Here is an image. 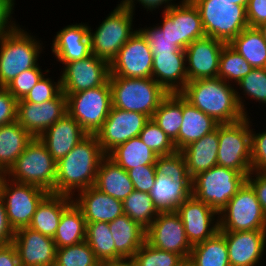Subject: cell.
<instances>
[{
	"label": "cell",
	"instance_id": "cell-50",
	"mask_svg": "<svg viewBox=\"0 0 266 266\" xmlns=\"http://www.w3.org/2000/svg\"><path fill=\"white\" fill-rule=\"evenodd\" d=\"M252 121L253 119L251 118V167H252V171L266 174V131L263 129L262 130L260 129L259 131L254 129L255 125H253L254 123H252Z\"/></svg>",
	"mask_w": 266,
	"mask_h": 266
},
{
	"label": "cell",
	"instance_id": "cell-33",
	"mask_svg": "<svg viewBox=\"0 0 266 266\" xmlns=\"http://www.w3.org/2000/svg\"><path fill=\"white\" fill-rule=\"evenodd\" d=\"M149 195L159 212L176 211L179 205L192 196V182H174L171 178L156 174Z\"/></svg>",
	"mask_w": 266,
	"mask_h": 266
},
{
	"label": "cell",
	"instance_id": "cell-46",
	"mask_svg": "<svg viewBox=\"0 0 266 266\" xmlns=\"http://www.w3.org/2000/svg\"><path fill=\"white\" fill-rule=\"evenodd\" d=\"M137 266H175L182 257L151 246L147 241L132 257Z\"/></svg>",
	"mask_w": 266,
	"mask_h": 266
},
{
	"label": "cell",
	"instance_id": "cell-55",
	"mask_svg": "<svg viewBox=\"0 0 266 266\" xmlns=\"http://www.w3.org/2000/svg\"><path fill=\"white\" fill-rule=\"evenodd\" d=\"M246 14L250 27L266 23V0H248Z\"/></svg>",
	"mask_w": 266,
	"mask_h": 266
},
{
	"label": "cell",
	"instance_id": "cell-23",
	"mask_svg": "<svg viewBox=\"0 0 266 266\" xmlns=\"http://www.w3.org/2000/svg\"><path fill=\"white\" fill-rule=\"evenodd\" d=\"M51 52L62 66L65 63L87 58L92 54L89 23H71L62 27L52 39Z\"/></svg>",
	"mask_w": 266,
	"mask_h": 266
},
{
	"label": "cell",
	"instance_id": "cell-36",
	"mask_svg": "<svg viewBox=\"0 0 266 266\" xmlns=\"http://www.w3.org/2000/svg\"><path fill=\"white\" fill-rule=\"evenodd\" d=\"M229 45L253 68H266V40L257 27H246Z\"/></svg>",
	"mask_w": 266,
	"mask_h": 266
},
{
	"label": "cell",
	"instance_id": "cell-6",
	"mask_svg": "<svg viewBox=\"0 0 266 266\" xmlns=\"http://www.w3.org/2000/svg\"><path fill=\"white\" fill-rule=\"evenodd\" d=\"M135 15L130 9L118 3L114 10L102 19L98 27L96 25L93 30L92 26H89L92 54L111 63L118 51L137 31L135 23L133 24Z\"/></svg>",
	"mask_w": 266,
	"mask_h": 266
},
{
	"label": "cell",
	"instance_id": "cell-2",
	"mask_svg": "<svg viewBox=\"0 0 266 266\" xmlns=\"http://www.w3.org/2000/svg\"><path fill=\"white\" fill-rule=\"evenodd\" d=\"M180 94L219 124L234 123L245 117L236 98L235 85L219 77L187 82Z\"/></svg>",
	"mask_w": 266,
	"mask_h": 266
},
{
	"label": "cell",
	"instance_id": "cell-22",
	"mask_svg": "<svg viewBox=\"0 0 266 266\" xmlns=\"http://www.w3.org/2000/svg\"><path fill=\"white\" fill-rule=\"evenodd\" d=\"M226 43L210 36L193 41L185 50L188 82L218 77L219 57Z\"/></svg>",
	"mask_w": 266,
	"mask_h": 266
},
{
	"label": "cell",
	"instance_id": "cell-19",
	"mask_svg": "<svg viewBox=\"0 0 266 266\" xmlns=\"http://www.w3.org/2000/svg\"><path fill=\"white\" fill-rule=\"evenodd\" d=\"M176 213L183 222L187 239L192 246L204 242L219 231L218 213L194 196L179 205Z\"/></svg>",
	"mask_w": 266,
	"mask_h": 266
},
{
	"label": "cell",
	"instance_id": "cell-15",
	"mask_svg": "<svg viewBox=\"0 0 266 266\" xmlns=\"http://www.w3.org/2000/svg\"><path fill=\"white\" fill-rule=\"evenodd\" d=\"M153 54L137 30L110 63V77L152 78Z\"/></svg>",
	"mask_w": 266,
	"mask_h": 266
},
{
	"label": "cell",
	"instance_id": "cell-25",
	"mask_svg": "<svg viewBox=\"0 0 266 266\" xmlns=\"http://www.w3.org/2000/svg\"><path fill=\"white\" fill-rule=\"evenodd\" d=\"M74 204L82 211L86 222H107L124 214L123 201L99 191L94 186L78 192Z\"/></svg>",
	"mask_w": 266,
	"mask_h": 266
},
{
	"label": "cell",
	"instance_id": "cell-38",
	"mask_svg": "<svg viewBox=\"0 0 266 266\" xmlns=\"http://www.w3.org/2000/svg\"><path fill=\"white\" fill-rule=\"evenodd\" d=\"M235 91L239 107L245 117L251 115L247 110L246 100L258 102V105H262V109L264 105L266 107V68H253L235 85Z\"/></svg>",
	"mask_w": 266,
	"mask_h": 266
},
{
	"label": "cell",
	"instance_id": "cell-43",
	"mask_svg": "<svg viewBox=\"0 0 266 266\" xmlns=\"http://www.w3.org/2000/svg\"><path fill=\"white\" fill-rule=\"evenodd\" d=\"M54 266H101L95 253L86 241L57 248Z\"/></svg>",
	"mask_w": 266,
	"mask_h": 266
},
{
	"label": "cell",
	"instance_id": "cell-4",
	"mask_svg": "<svg viewBox=\"0 0 266 266\" xmlns=\"http://www.w3.org/2000/svg\"><path fill=\"white\" fill-rule=\"evenodd\" d=\"M112 107L139 112L152 118L169 94L152 78L109 77Z\"/></svg>",
	"mask_w": 266,
	"mask_h": 266
},
{
	"label": "cell",
	"instance_id": "cell-35",
	"mask_svg": "<svg viewBox=\"0 0 266 266\" xmlns=\"http://www.w3.org/2000/svg\"><path fill=\"white\" fill-rule=\"evenodd\" d=\"M107 156L126 171L142 165H154L157 158L139 136L118 145Z\"/></svg>",
	"mask_w": 266,
	"mask_h": 266
},
{
	"label": "cell",
	"instance_id": "cell-28",
	"mask_svg": "<svg viewBox=\"0 0 266 266\" xmlns=\"http://www.w3.org/2000/svg\"><path fill=\"white\" fill-rule=\"evenodd\" d=\"M218 147L219 136L217 126L214 131L204 135L180 151L184 156L187 172L191 178L217 166Z\"/></svg>",
	"mask_w": 266,
	"mask_h": 266
},
{
	"label": "cell",
	"instance_id": "cell-5",
	"mask_svg": "<svg viewBox=\"0 0 266 266\" xmlns=\"http://www.w3.org/2000/svg\"><path fill=\"white\" fill-rule=\"evenodd\" d=\"M57 162L39 138H33L5 174L11 181L38 186L55 193Z\"/></svg>",
	"mask_w": 266,
	"mask_h": 266
},
{
	"label": "cell",
	"instance_id": "cell-8",
	"mask_svg": "<svg viewBox=\"0 0 266 266\" xmlns=\"http://www.w3.org/2000/svg\"><path fill=\"white\" fill-rule=\"evenodd\" d=\"M246 181L245 174L217 165L192 178V196L219 214Z\"/></svg>",
	"mask_w": 266,
	"mask_h": 266
},
{
	"label": "cell",
	"instance_id": "cell-9",
	"mask_svg": "<svg viewBox=\"0 0 266 266\" xmlns=\"http://www.w3.org/2000/svg\"><path fill=\"white\" fill-rule=\"evenodd\" d=\"M219 147L217 165L248 176L251 167V116L218 125Z\"/></svg>",
	"mask_w": 266,
	"mask_h": 266
},
{
	"label": "cell",
	"instance_id": "cell-3",
	"mask_svg": "<svg viewBox=\"0 0 266 266\" xmlns=\"http://www.w3.org/2000/svg\"><path fill=\"white\" fill-rule=\"evenodd\" d=\"M32 34L19 25L0 37V87H6L20 73L39 64L46 45Z\"/></svg>",
	"mask_w": 266,
	"mask_h": 266
},
{
	"label": "cell",
	"instance_id": "cell-45",
	"mask_svg": "<svg viewBox=\"0 0 266 266\" xmlns=\"http://www.w3.org/2000/svg\"><path fill=\"white\" fill-rule=\"evenodd\" d=\"M139 137L157 156L170 155L177 151L174 143L152 118L145 124Z\"/></svg>",
	"mask_w": 266,
	"mask_h": 266
},
{
	"label": "cell",
	"instance_id": "cell-21",
	"mask_svg": "<svg viewBox=\"0 0 266 266\" xmlns=\"http://www.w3.org/2000/svg\"><path fill=\"white\" fill-rule=\"evenodd\" d=\"M227 243L230 266H259L266 255V230L220 231Z\"/></svg>",
	"mask_w": 266,
	"mask_h": 266
},
{
	"label": "cell",
	"instance_id": "cell-26",
	"mask_svg": "<svg viewBox=\"0 0 266 266\" xmlns=\"http://www.w3.org/2000/svg\"><path fill=\"white\" fill-rule=\"evenodd\" d=\"M152 79L168 93H180L188 82L185 50L153 55Z\"/></svg>",
	"mask_w": 266,
	"mask_h": 266
},
{
	"label": "cell",
	"instance_id": "cell-18",
	"mask_svg": "<svg viewBox=\"0 0 266 266\" xmlns=\"http://www.w3.org/2000/svg\"><path fill=\"white\" fill-rule=\"evenodd\" d=\"M67 111V96L61 92L55 99L36 104L17 100V121L33 137L39 136Z\"/></svg>",
	"mask_w": 266,
	"mask_h": 266
},
{
	"label": "cell",
	"instance_id": "cell-48",
	"mask_svg": "<svg viewBox=\"0 0 266 266\" xmlns=\"http://www.w3.org/2000/svg\"><path fill=\"white\" fill-rule=\"evenodd\" d=\"M50 72L51 70L47 71L42 76L37 84L23 98L24 101L40 104L55 99L62 92L60 76L55 81L50 75H48Z\"/></svg>",
	"mask_w": 266,
	"mask_h": 266
},
{
	"label": "cell",
	"instance_id": "cell-20",
	"mask_svg": "<svg viewBox=\"0 0 266 266\" xmlns=\"http://www.w3.org/2000/svg\"><path fill=\"white\" fill-rule=\"evenodd\" d=\"M15 246L20 266H54L57 247L52 237L29 227L15 231Z\"/></svg>",
	"mask_w": 266,
	"mask_h": 266
},
{
	"label": "cell",
	"instance_id": "cell-62",
	"mask_svg": "<svg viewBox=\"0 0 266 266\" xmlns=\"http://www.w3.org/2000/svg\"><path fill=\"white\" fill-rule=\"evenodd\" d=\"M257 28L260 30L263 35V38L266 40V23L261 24Z\"/></svg>",
	"mask_w": 266,
	"mask_h": 266
},
{
	"label": "cell",
	"instance_id": "cell-51",
	"mask_svg": "<svg viewBox=\"0 0 266 266\" xmlns=\"http://www.w3.org/2000/svg\"><path fill=\"white\" fill-rule=\"evenodd\" d=\"M134 190L149 193L155 184V165H142L127 171Z\"/></svg>",
	"mask_w": 266,
	"mask_h": 266
},
{
	"label": "cell",
	"instance_id": "cell-17",
	"mask_svg": "<svg viewBox=\"0 0 266 266\" xmlns=\"http://www.w3.org/2000/svg\"><path fill=\"white\" fill-rule=\"evenodd\" d=\"M146 241L153 247L176 253L182 258L189 257L193 247L176 211L159 212L146 229Z\"/></svg>",
	"mask_w": 266,
	"mask_h": 266
},
{
	"label": "cell",
	"instance_id": "cell-41",
	"mask_svg": "<svg viewBox=\"0 0 266 266\" xmlns=\"http://www.w3.org/2000/svg\"><path fill=\"white\" fill-rule=\"evenodd\" d=\"M123 212L145 229L159 214V210L154 205L149 193L137 190H134L123 201Z\"/></svg>",
	"mask_w": 266,
	"mask_h": 266
},
{
	"label": "cell",
	"instance_id": "cell-11",
	"mask_svg": "<svg viewBox=\"0 0 266 266\" xmlns=\"http://www.w3.org/2000/svg\"><path fill=\"white\" fill-rule=\"evenodd\" d=\"M112 107L109 81L96 88L67 95V111L87 134H96Z\"/></svg>",
	"mask_w": 266,
	"mask_h": 266
},
{
	"label": "cell",
	"instance_id": "cell-27",
	"mask_svg": "<svg viewBox=\"0 0 266 266\" xmlns=\"http://www.w3.org/2000/svg\"><path fill=\"white\" fill-rule=\"evenodd\" d=\"M182 116L178 138L173 142L177 151L214 131L219 125L212 117L205 114L182 96Z\"/></svg>",
	"mask_w": 266,
	"mask_h": 266
},
{
	"label": "cell",
	"instance_id": "cell-59",
	"mask_svg": "<svg viewBox=\"0 0 266 266\" xmlns=\"http://www.w3.org/2000/svg\"><path fill=\"white\" fill-rule=\"evenodd\" d=\"M101 266H137L133 258H123L119 260L107 261L101 263Z\"/></svg>",
	"mask_w": 266,
	"mask_h": 266
},
{
	"label": "cell",
	"instance_id": "cell-1",
	"mask_svg": "<svg viewBox=\"0 0 266 266\" xmlns=\"http://www.w3.org/2000/svg\"><path fill=\"white\" fill-rule=\"evenodd\" d=\"M105 156L95 134H87L57 162L55 194L74 197L94 186L100 161Z\"/></svg>",
	"mask_w": 266,
	"mask_h": 266
},
{
	"label": "cell",
	"instance_id": "cell-32",
	"mask_svg": "<svg viewBox=\"0 0 266 266\" xmlns=\"http://www.w3.org/2000/svg\"><path fill=\"white\" fill-rule=\"evenodd\" d=\"M34 137L18 121L0 126V174L5 175Z\"/></svg>",
	"mask_w": 266,
	"mask_h": 266
},
{
	"label": "cell",
	"instance_id": "cell-37",
	"mask_svg": "<svg viewBox=\"0 0 266 266\" xmlns=\"http://www.w3.org/2000/svg\"><path fill=\"white\" fill-rule=\"evenodd\" d=\"M189 258L193 266H230L224 235L217 231L204 242L193 245Z\"/></svg>",
	"mask_w": 266,
	"mask_h": 266
},
{
	"label": "cell",
	"instance_id": "cell-29",
	"mask_svg": "<svg viewBox=\"0 0 266 266\" xmlns=\"http://www.w3.org/2000/svg\"><path fill=\"white\" fill-rule=\"evenodd\" d=\"M109 229L114 239L116 260L132 258L146 242V229L128 215L110 221Z\"/></svg>",
	"mask_w": 266,
	"mask_h": 266
},
{
	"label": "cell",
	"instance_id": "cell-40",
	"mask_svg": "<svg viewBox=\"0 0 266 266\" xmlns=\"http://www.w3.org/2000/svg\"><path fill=\"white\" fill-rule=\"evenodd\" d=\"M85 241L101 262L116 260V248L107 222H86Z\"/></svg>",
	"mask_w": 266,
	"mask_h": 266
},
{
	"label": "cell",
	"instance_id": "cell-42",
	"mask_svg": "<svg viewBox=\"0 0 266 266\" xmlns=\"http://www.w3.org/2000/svg\"><path fill=\"white\" fill-rule=\"evenodd\" d=\"M252 69L253 67L236 50L229 44L224 45L219 57V78L236 85Z\"/></svg>",
	"mask_w": 266,
	"mask_h": 266
},
{
	"label": "cell",
	"instance_id": "cell-14",
	"mask_svg": "<svg viewBox=\"0 0 266 266\" xmlns=\"http://www.w3.org/2000/svg\"><path fill=\"white\" fill-rule=\"evenodd\" d=\"M62 92L67 96L96 88L109 81L110 63L93 54L59 68Z\"/></svg>",
	"mask_w": 266,
	"mask_h": 266
},
{
	"label": "cell",
	"instance_id": "cell-31",
	"mask_svg": "<svg viewBox=\"0 0 266 266\" xmlns=\"http://www.w3.org/2000/svg\"><path fill=\"white\" fill-rule=\"evenodd\" d=\"M72 203V197L48 193L37 206L31 224L28 227L53 238L62 213Z\"/></svg>",
	"mask_w": 266,
	"mask_h": 266
},
{
	"label": "cell",
	"instance_id": "cell-16",
	"mask_svg": "<svg viewBox=\"0 0 266 266\" xmlns=\"http://www.w3.org/2000/svg\"><path fill=\"white\" fill-rule=\"evenodd\" d=\"M149 119V116L139 112L111 107L107 119L95 134L102 152L107 155L118 145L139 136Z\"/></svg>",
	"mask_w": 266,
	"mask_h": 266
},
{
	"label": "cell",
	"instance_id": "cell-54",
	"mask_svg": "<svg viewBox=\"0 0 266 266\" xmlns=\"http://www.w3.org/2000/svg\"><path fill=\"white\" fill-rule=\"evenodd\" d=\"M175 1L177 0H121L120 2L118 1V3L130 9L133 13H136V7L138 6L137 4H139L141 9L143 8L147 13L152 12V14H154L157 9L158 11L160 9H163V12L167 11L170 7L177 4Z\"/></svg>",
	"mask_w": 266,
	"mask_h": 266
},
{
	"label": "cell",
	"instance_id": "cell-56",
	"mask_svg": "<svg viewBox=\"0 0 266 266\" xmlns=\"http://www.w3.org/2000/svg\"><path fill=\"white\" fill-rule=\"evenodd\" d=\"M247 182L252 186L257 195V199L266 215V174L252 171L247 176Z\"/></svg>",
	"mask_w": 266,
	"mask_h": 266
},
{
	"label": "cell",
	"instance_id": "cell-49",
	"mask_svg": "<svg viewBox=\"0 0 266 266\" xmlns=\"http://www.w3.org/2000/svg\"><path fill=\"white\" fill-rule=\"evenodd\" d=\"M137 30L145 38L146 42L153 55H158L159 53H176L178 50H182L168 37L166 32H163L155 23V25H150L147 27H140Z\"/></svg>",
	"mask_w": 266,
	"mask_h": 266
},
{
	"label": "cell",
	"instance_id": "cell-39",
	"mask_svg": "<svg viewBox=\"0 0 266 266\" xmlns=\"http://www.w3.org/2000/svg\"><path fill=\"white\" fill-rule=\"evenodd\" d=\"M152 120L174 142L178 138L183 122L182 95L180 93H169L155 110Z\"/></svg>",
	"mask_w": 266,
	"mask_h": 266
},
{
	"label": "cell",
	"instance_id": "cell-52",
	"mask_svg": "<svg viewBox=\"0 0 266 266\" xmlns=\"http://www.w3.org/2000/svg\"><path fill=\"white\" fill-rule=\"evenodd\" d=\"M16 120L17 100L6 87H0V126Z\"/></svg>",
	"mask_w": 266,
	"mask_h": 266
},
{
	"label": "cell",
	"instance_id": "cell-57",
	"mask_svg": "<svg viewBox=\"0 0 266 266\" xmlns=\"http://www.w3.org/2000/svg\"><path fill=\"white\" fill-rule=\"evenodd\" d=\"M14 234L15 231L8 222L4 199L0 193V245L12 243Z\"/></svg>",
	"mask_w": 266,
	"mask_h": 266
},
{
	"label": "cell",
	"instance_id": "cell-12",
	"mask_svg": "<svg viewBox=\"0 0 266 266\" xmlns=\"http://www.w3.org/2000/svg\"><path fill=\"white\" fill-rule=\"evenodd\" d=\"M0 193L8 222L14 231L31 224L37 206L48 194L38 186L11 181L5 175L0 177Z\"/></svg>",
	"mask_w": 266,
	"mask_h": 266
},
{
	"label": "cell",
	"instance_id": "cell-13",
	"mask_svg": "<svg viewBox=\"0 0 266 266\" xmlns=\"http://www.w3.org/2000/svg\"><path fill=\"white\" fill-rule=\"evenodd\" d=\"M161 13V21L156 25L182 50L206 36L199 10L191 0H180Z\"/></svg>",
	"mask_w": 266,
	"mask_h": 266
},
{
	"label": "cell",
	"instance_id": "cell-30",
	"mask_svg": "<svg viewBox=\"0 0 266 266\" xmlns=\"http://www.w3.org/2000/svg\"><path fill=\"white\" fill-rule=\"evenodd\" d=\"M94 187L121 201L134 191L128 172L107 155L100 161Z\"/></svg>",
	"mask_w": 266,
	"mask_h": 266
},
{
	"label": "cell",
	"instance_id": "cell-60",
	"mask_svg": "<svg viewBox=\"0 0 266 266\" xmlns=\"http://www.w3.org/2000/svg\"><path fill=\"white\" fill-rule=\"evenodd\" d=\"M175 266H193V263L189 257L182 258Z\"/></svg>",
	"mask_w": 266,
	"mask_h": 266
},
{
	"label": "cell",
	"instance_id": "cell-63",
	"mask_svg": "<svg viewBox=\"0 0 266 266\" xmlns=\"http://www.w3.org/2000/svg\"><path fill=\"white\" fill-rule=\"evenodd\" d=\"M266 115H264V117H265ZM266 119V118H265ZM266 121V120H265ZM263 130H265L266 131V123H265V127L263 128Z\"/></svg>",
	"mask_w": 266,
	"mask_h": 266
},
{
	"label": "cell",
	"instance_id": "cell-58",
	"mask_svg": "<svg viewBox=\"0 0 266 266\" xmlns=\"http://www.w3.org/2000/svg\"><path fill=\"white\" fill-rule=\"evenodd\" d=\"M0 266H20L16 248L12 243L0 245Z\"/></svg>",
	"mask_w": 266,
	"mask_h": 266
},
{
	"label": "cell",
	"instance_id": "cell-61",
	"mask_svg": "<svg viewBox=\"0 0 266 266\" xmlns=\"http://www.w3.org/2000/svg\"><path fill=\"white\" fill-rule=\"evenodd\" d=\"M231 1L232 4H238L242 6H247L248 0H228Z\"/></svg>",
	"mask_w": 266,
	"mask_h": 266
},
{
	"label": "cell",
	"instance_id": "cell-10",
	"mask_svg": "<svg viewBox=\"0 0 266 266\" xmlns=\"http://www.w3.org/2000/svg\"><path fill=\"white\" fill-rule=\"evenodd\" d=\"M219 231L266 230V215L246 181L218 214Z\"/></svg>",
	"mask_w": 266,
	"mask_h": 266
},
{
	"label": "cell",
	"instance_id": "cell-47",
	"mask_svg": "<svg viewBox=\"0 0 266 266\" xmlns=\"http://www.w3.org/2000/svg\"><path fill=\"white\" fill-rule=\"evenodd\" d=\"M39 63L36 67L23 71L10 82L6 88L16 100L23 99L50 69H42Z\"/></svg>",
	"mask_w": 266,
	"mask_h": 266
},
{
	"label": "cell",
	"instance_id": "cell-44",
	"mask_svg": "<svg viewBox=\"0 0 266 266\" xmlns=\"http://www.w3.org/2000/svg\"><path fill=\"white\" fill-rule=\"evenodd\" d=\"M156 174L171 178L174 182H192L188 175L183 154L176 151L170 155L157 156L155 161Z\"/></svg>",
	"mask_w": 266,
	"mask_h": 266
},
{
	"label": "cell",
	"instance_id": "cell-34",
	"mask_svg": "<svg viewBox=\"0 0 266 266\" xmlns=\"http://www.w3.org/2000/svg\"><path fill=\"white\" fill-rule=\"evenodd\" d=\"M86 220L74 202L62 213L53 240L57 248L72 246L85 241Z\"/></svg>",
	"mask_w": 266,
	"mask_h": 266
},
{
	"label": "cell",
	"instance_id": "cell-53",
	"mask_svg": "<svg viewBox=\"0 0 266 266\" xmlns=\"http://www.w3.org/2000/svg\"><path fill=\"white\" fill-rule=\"evenodd\" d=\"M15 2L16 0H0V37L12 32L20 25L13 17Z\"/></svg>",
	"mask_w": 266,
	"mask_h": 266
},
{
	"label": "cell",
	"instance_id": "cell-7",
	"mask_svg": "<svg viewBox=\"0 0 266 266\" xmlns=\"http://www.w3.org/2000/svg\"><path fill=\"white\" fill-rule=\"evenodd\" d=\"M198 8L206 36L229 44L249 26L246 7L228 0H191Z\"/></svg>",
	"mask_w": 266,
	"mask_h": 266
},
{
	"label": "cell",
	"instance_id": "cell-24",
	"mask_svg": "<svg viewBox=\"0 0 266 266\" xmlns=\"http://www.w3.org/2000/svg\"><path fill=\"white\" fill-rule=\"evenodd\" d=\"M86 135L87 133L80 124L69 113H66L60 120L46 129L39 136V139L45 144L53 159L58 162Z\"/></svg>",
	"mask_w": 266,
	"mask_h": 266
}]
</instances>
